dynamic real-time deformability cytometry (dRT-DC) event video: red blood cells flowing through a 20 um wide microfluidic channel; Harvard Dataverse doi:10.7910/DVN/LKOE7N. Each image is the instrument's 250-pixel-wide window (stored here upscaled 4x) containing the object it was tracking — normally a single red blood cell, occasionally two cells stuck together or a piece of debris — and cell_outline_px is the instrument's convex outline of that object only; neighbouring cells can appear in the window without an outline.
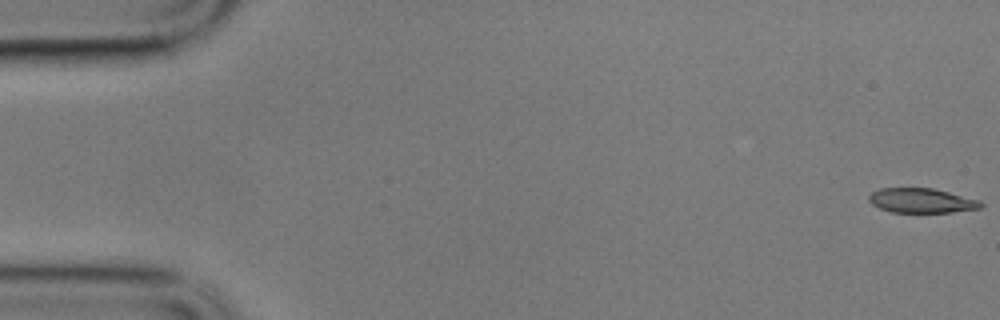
{"species": "common noctule bat (a hibernating species)", "species_latin": "Nyctalus noctula", "temperature_condition": "cold", "stored_images_in_passage": 59, "camera_frame_rate_fps": 3000, "um_per_image_px": 0.085, "animal": {"sex": "male", "body_mass_g": 17.9}, "frame": {"image": 1, "passage_image": 1, "time_ms": 0.0, "image_size_px": [1000, 320], "cell_outline_px": [[984, 204], [980, 208], [952, 212], [892, 212], [880, 208], [872, 204], [868, 200], [868, 196], [872, 192], [880, 188], [932, 188], [980, 200]], "centroid_in_image_um": [78.32, 17.05], "position_along_channel_um": 6.7, "area_um2": 15.95}}
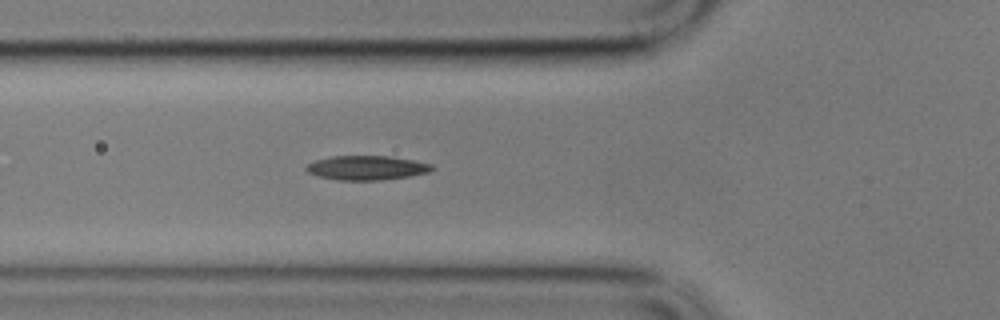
{"frame": {"image": 2, "passage_image": 21, "time_ms": 6.667, "image_size_px": [1000, 320], "cell_outline_px": [[436, 168], [428, 172], [412, 176], [380, 180], [336, 180], [320, 176], [308, 172], [304, 168], [308, 164], [316, 160], [332, 156], [392, 156], [432, 164]], "centroid_in_image_um": [31.2, 14.26], "position_along_channel_um": 94.6, "area_um2": 17.8}}
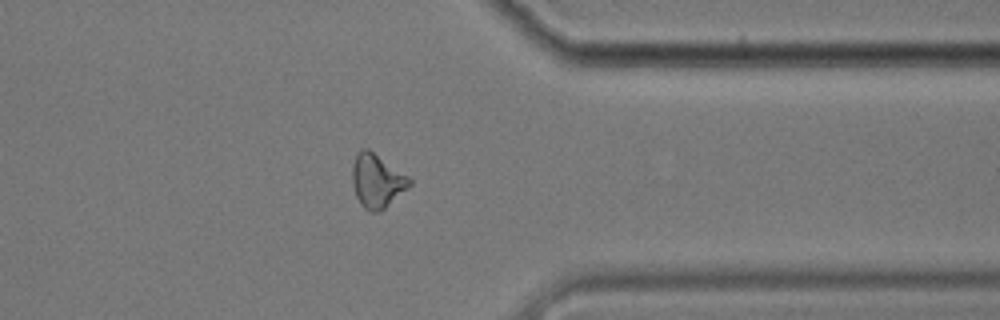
{"frame": {"image": 3, "passage_image": 47, "time_ms": 15.333, "image_size_px": [1000, 320], "cell_outline_px": [[412, 184], [384, 208], [376, 212], [368, 212], [360, 204], [356, 196], [352, 184], [352, 164], [360, 148], [368, 148], [408, 176], [412, 180]], "centroid_in_image_um": [32.02, 15.36], "position_along_channel_um": 379.4, "area_um2": 17.8}, "authors_computed_cell_mechanics": {"area_um2": 17.3978, "velocity_mm_per_s": 3.3753, "shape_relaxation_time_tau1_ms": null, "shape_relaxation_time_tau2_ms": 9.2448, "deformation_change_tau1": null, "deformation_change_tau2": 0.1935}}